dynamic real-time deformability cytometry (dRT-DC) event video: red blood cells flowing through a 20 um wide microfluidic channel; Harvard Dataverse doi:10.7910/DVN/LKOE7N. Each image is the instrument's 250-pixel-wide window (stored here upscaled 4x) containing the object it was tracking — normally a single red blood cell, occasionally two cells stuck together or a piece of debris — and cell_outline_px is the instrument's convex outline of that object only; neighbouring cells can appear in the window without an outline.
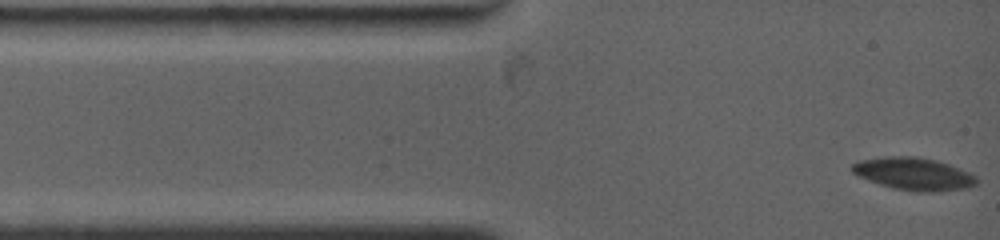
{"species": "common noctule bat (a hibernating species)", "species_latin": "Nyctalus noctula", "temperature_condition": "warm", "stored_images_in_passage": 23, "camera_frame_rate_fps": 4500, "um_per_image_px": 0.085, "animal": {"sex": "female", "body_mass_g": 19.0, "forearm_length_mm": 53.3}, "frame": {"image": 1, "passage_image": 1, "time_ms": 0.0, "image_size_px": [1000, 240], "cell_outline_px": [[976, 184], [968, 188], [932, 192], [912, 192], [892, 188], [868, 180], [852, 172], [852, 164], [860, 160], [888, 156], [916, 156], [936, 160], [948, 164], [968, 172], [976, 176]], "centroid_in_image_um": [77.67, 14.78], "position_along_channel_um": 7.3, "area_um2": 23.52}}
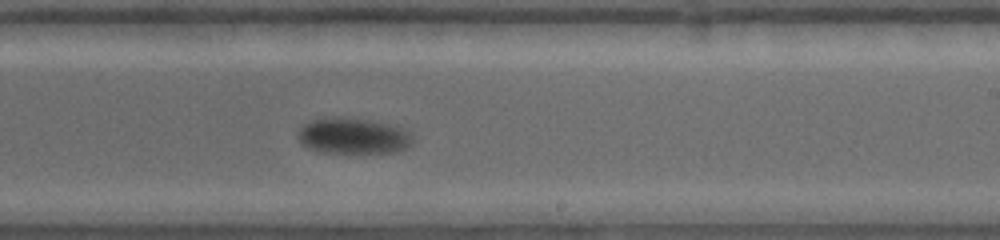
{"frame": {"image": 2, "passage_image": 10, "time_ms": 8.222, "image_size_px": [1000, 240], "cell_outline_px": [[412, 144], [404, 148], [392, 152], [320, 152], [308, 148], [296, 136], [300, 128], [304, 124], [312, 120], [364, 120], [388, 124], [404, 128], [412, 136]], "centroid_in_image_um": [30.03, 11.6], "position_along_channel_um": 259.0, "area_um2": 22.89}}
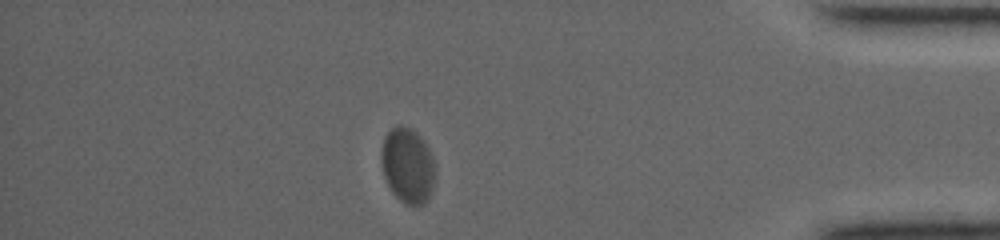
{"frame": {"image": 3, "passage_image": 22, "time_ms": 13.333, "image_size_px": [1000, 240], "cell_outline_px": [[436, 172], [432, 188], [428, 200], [424, 204], [404, 204], [392, 192], [384, 176], [380, 160], [380, 152], [384, 136], [396, 124], [400, 124], [412, 128], [424, 140], [436, 164]], "centroid_in_image_um": [34.65, 14.03], "position_along_channel_um": 400.5, "area_um2": 24.04}}